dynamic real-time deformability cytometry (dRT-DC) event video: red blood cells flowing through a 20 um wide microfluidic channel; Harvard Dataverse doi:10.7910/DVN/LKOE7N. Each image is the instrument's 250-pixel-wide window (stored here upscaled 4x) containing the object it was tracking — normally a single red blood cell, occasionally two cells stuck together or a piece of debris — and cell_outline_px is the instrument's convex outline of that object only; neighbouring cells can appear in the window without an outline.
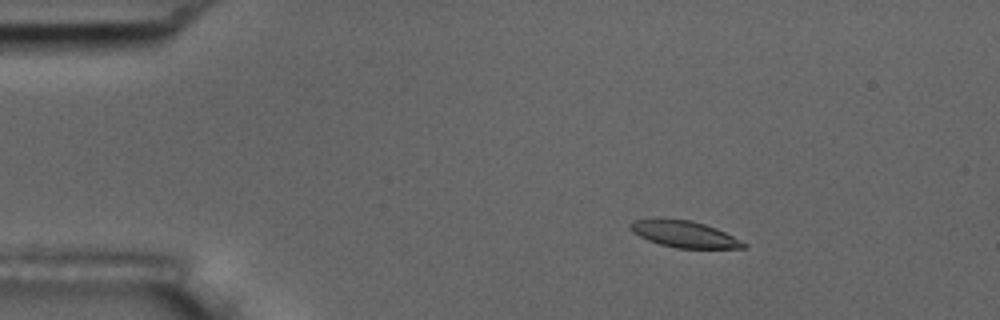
{"species": "common noctule bat (a hibernating species)", "species_latin": "Nyctalus noctula", "temperature_condition": "room temperature", "stored_images_in_passage": 15, "camera_frame_rate_fps": 3000, "um_per_image_px": 0.085, "animal": {"sex": "male", "body_mass_g": 17.5, "forearm_length_mm": 52.3}, "frame": {"image": 1, "passage_image": 3, "time_ms": 0.667, "image_size_px": [1000, 320], "cell_outline_px": [[748, 244], [744, 248], [676, 248], [660, 244], [648, 240], [632, 232], [628, 224], [632, 220], [688, 220], [704, 224], [716, 228]], "centroid_in_image_um": [58.17, 19.92], "position_along_channel_um": 26.8, "area_um2": 16.99}}
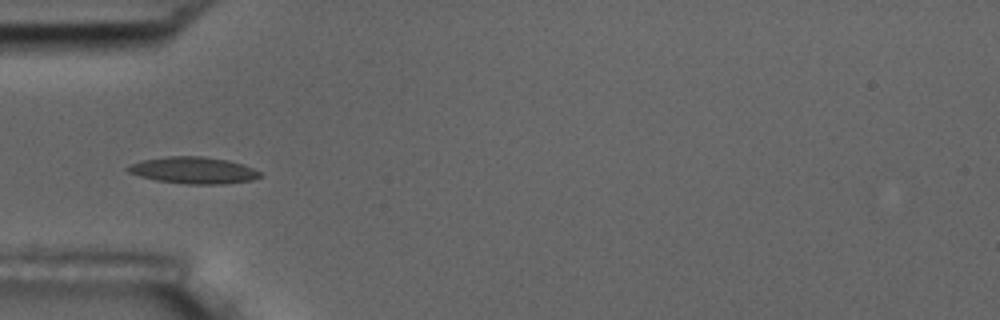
{"frame": {"image": 2, "passage_image": 5, "time_ms": 1.333, "image_size_px": [1000, 320], "cell_outline_px": [[260, 176], [252, 180], [224, 184], [188, 184], [156, 180], [140, 176], [128, 172], [124, 168], [140, 160], [168, 156], [200, 156], [228, 160], [252, 168], [260, 172]], "centroid_in_image_um": [16.4, 14.47], "position_along_channel_um": 68.6, "area_um2": 20.4}}